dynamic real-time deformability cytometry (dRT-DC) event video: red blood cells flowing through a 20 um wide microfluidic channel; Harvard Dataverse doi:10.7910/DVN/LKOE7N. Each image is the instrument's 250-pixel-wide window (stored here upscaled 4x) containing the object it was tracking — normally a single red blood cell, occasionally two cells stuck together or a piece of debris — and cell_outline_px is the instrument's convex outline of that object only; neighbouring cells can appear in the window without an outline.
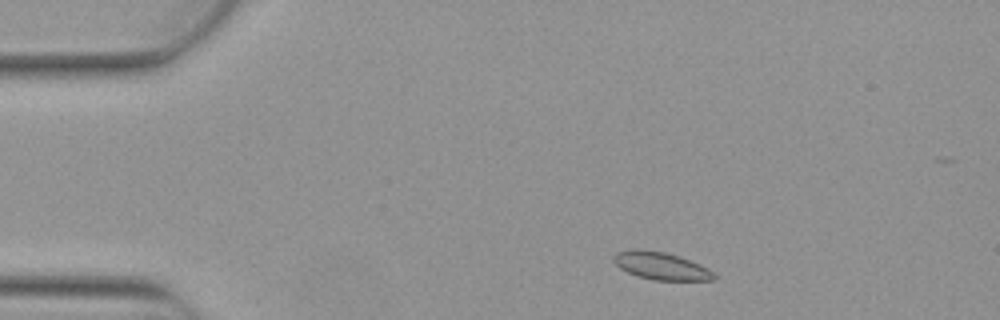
{"species": "Egyptian fruit bat (a non-hibernating species)", "species_latin": "Rousettus aegyptiacus", "temperature_condition": "warm", "stored_images_in_passage": 7, "camera_frame_rate_fps": 3000, "um_per_image_px": 0.085, "animal": {"sex": "female"}, "frame": {"image": 1, "passage_image": 1, "time_ms": 0.0, "image_size_px": [1000, 320], "cell_outline_px": [[716, 280], [652, 280], [636, 276], [620, 268], [612, 260], [612, 256], [616, 252], [632, 248], [636, 248], [664, 252], [680, 256], [700, 264], [708, 268], [716, 276]], "centroid_in_image_um": [56.15, 22.59], "position_along_channel_um": 28.8, "area_um2": 16.3}}
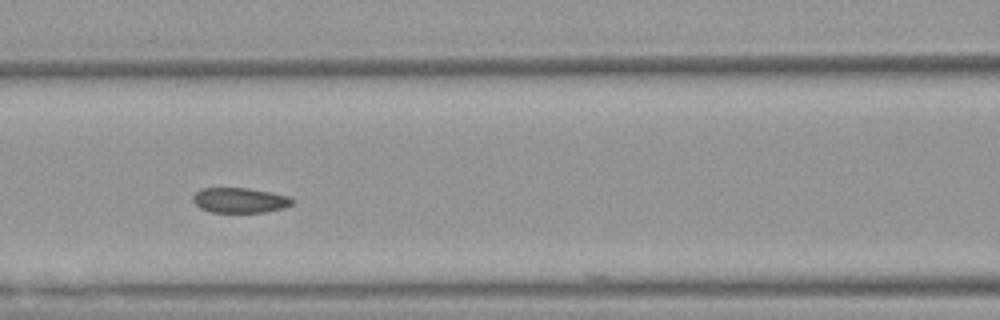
{"frame": {"image": 2, "passage_image": 5, "time_ms": 1.333, "image_size_px": [1000, 320], "cell_outline_px": [[296, 200], [292, 204], [284, 208], [264, 212], [212, 212], [200, 208], [192, 200], [192, 196], [200, 188], [248, 188], [272, 192], [288, 196]], "centroid_in_image_um": [20.4, 17.01], "position_along_channel_um": 146.2, "area_um2": 14.62}}
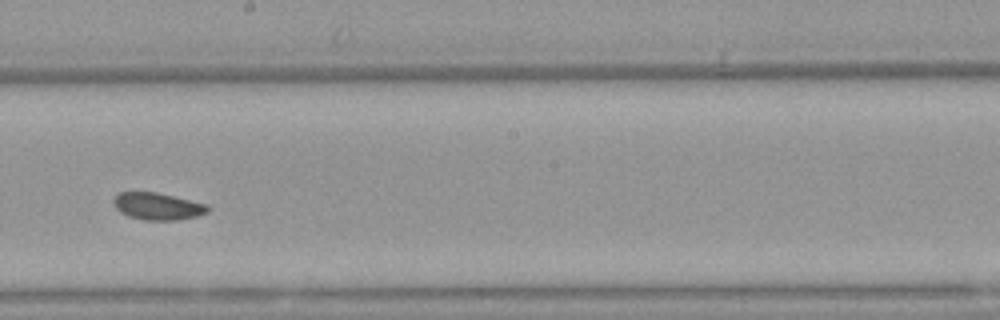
{"frame": {"image": 3, "passage_image": 7, "time_ms": 2.0, "image_size_px": [1000, 320], "cell_outline_px": [[208, 212], [196, 216], [176, 220], [144, 220], [128, 216], [120, 212], [116, 208], [112, 200], [120, 192], [156, 192], [208, 204]], "centroid_in_image_um": [13.39, 17.53], "position_along_channel_um": 234.8, "area_um2": 14.8}}